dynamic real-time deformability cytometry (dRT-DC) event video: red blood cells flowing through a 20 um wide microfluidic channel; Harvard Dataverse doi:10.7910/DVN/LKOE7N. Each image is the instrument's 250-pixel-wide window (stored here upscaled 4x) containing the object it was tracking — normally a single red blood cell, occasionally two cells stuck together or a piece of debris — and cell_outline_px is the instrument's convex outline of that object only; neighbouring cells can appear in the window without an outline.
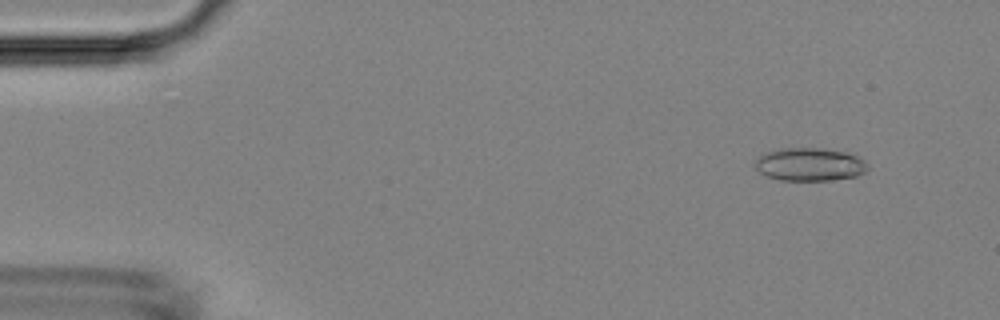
{"species": "Egyptian fruit bat (a non-hibernating species)", "species_latin": "Rousettus aegyptiacus", "temperature_condition": "room temperature", "stored_images_in_passage": 5, "camera_frame_rate_fps": 3000, "um_per_image_px": 0.085, "animal": {"sex": "female"}, "frame": {"image": 1, "passage_image": 2, "time_ms": 1.333, "image_size_px": [1000, 320], "cell_outline_px": [[868, 168], [864, 172], [856, 176], [832, 180], [780, 180], [768, 176], [760, 172], [752, 164], [764, 152], [780, 148], [824, 148], [848, 152], [864, 160], [868, 164]], "centroid_in_image_um": [68.82, 13.96], "position_along_channel_um": 16.2, "area_um2": 21.85}}
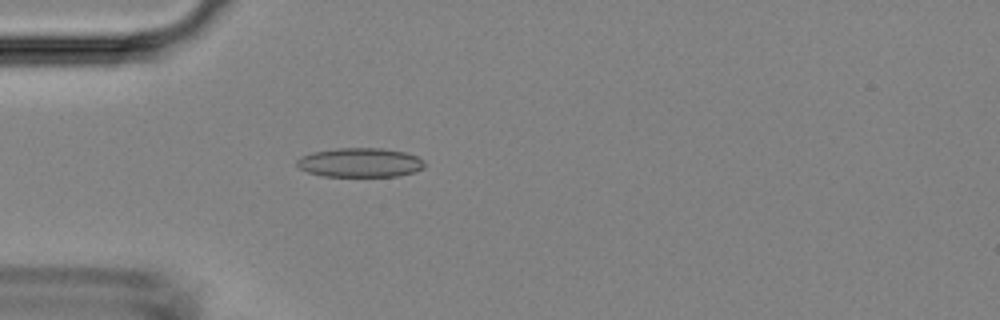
{"frame": {"image": 2, "passage_image": 5, "time_ms": 4.667, "image_size_px": [1000, 320], "cell_outline_px": [[424, 168], [416, 172], [400, 176], [324, 176], [308, 172], [300, 168], [296, 164], [296, 160], [300, 156], [312, 152], [336, 148], [380, 148], [404, 152], [416, 156], [424, 160]], "centroid_in_image_um": [30.61, 13.82], "position_along_channel_um": 54.4, "area_um2": 21.85}}